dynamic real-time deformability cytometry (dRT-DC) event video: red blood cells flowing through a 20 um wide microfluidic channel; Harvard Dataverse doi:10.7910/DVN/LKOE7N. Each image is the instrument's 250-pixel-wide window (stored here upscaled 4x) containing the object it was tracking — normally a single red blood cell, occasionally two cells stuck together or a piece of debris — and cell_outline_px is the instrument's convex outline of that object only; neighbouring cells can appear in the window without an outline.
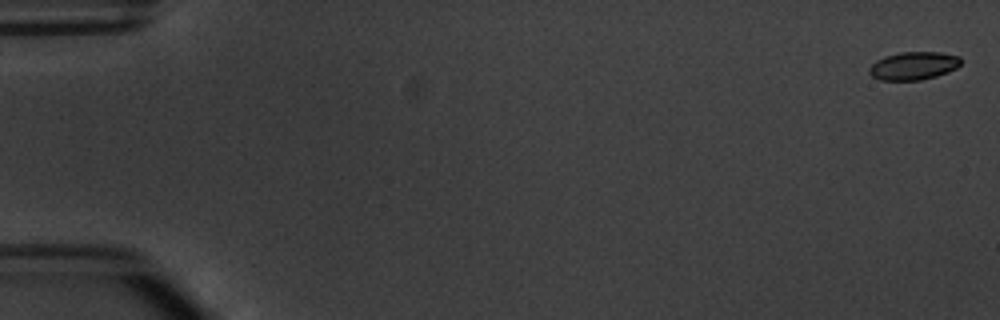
{"species": "common noctule bat (a hibernating species)", "species_latin": "Nyctalus noctula", "temperature_condition": "warm", "stored_images_in_passage": 6, "camera_frame_rate_fps": 3000, "um_per_image_px": 0.085, "animal": {"sex": "male", "body_mass_g": 20.1, "forearm_length_mm": 53.5}, "frame": {"image": 1, "passage_image": 1, "time_ms": 0.0, "image_size_px": [1000, 320], "cell_outline_px": [[960, 64], [956, 68], [948, 72], [936, 76], [920, 80], [880, 80], [872, 76], [868, 72], [868, 68], [876, 60], [884, 56], [900, 52], [940, 52], [960, 56]], "centroid_in_image_um": [77.63, 5.59], "position_along_channel_um": 7.4, "area_um2": 15.03}}
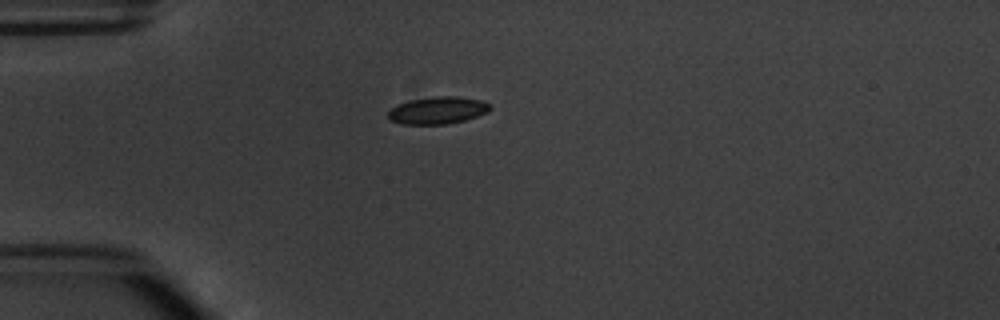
{"frame": {"image": 2, "passage_image": 5, "time_ms": 4.667, "image_size_px": [1000, 320], "cell_outline_px": [[492, 108], [488, 112], [464, 120], [448, 124], [400, 124], [388, 120], [388, 112], [396, 104], [412, 100], [436, 96], [456, 96], [484, 100], [492, 104]], "centroid_in_image_um": [37.22, 9.38], "position_along_channel_um": 47.8, "area_um2": 16.36}}